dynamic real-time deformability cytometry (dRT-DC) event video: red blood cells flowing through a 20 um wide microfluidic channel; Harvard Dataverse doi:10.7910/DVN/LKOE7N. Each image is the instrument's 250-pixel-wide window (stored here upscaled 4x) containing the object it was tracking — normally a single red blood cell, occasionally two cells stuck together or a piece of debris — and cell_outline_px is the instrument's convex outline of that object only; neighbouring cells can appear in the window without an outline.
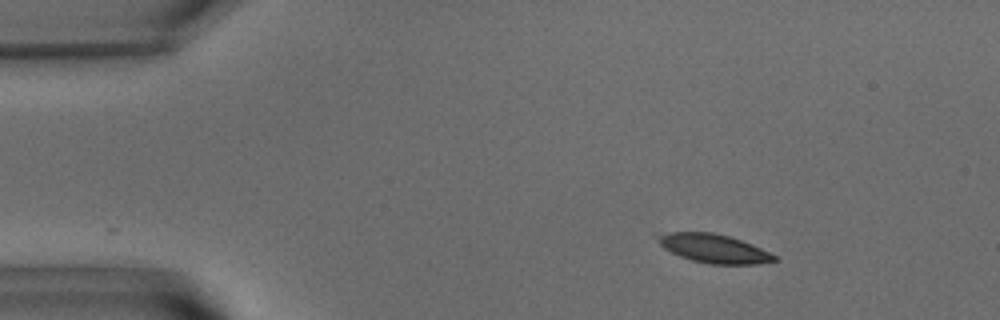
{"species": "common noctule bat (a hibernating species)", "species_latin": "Nyctalus noctula", "temperature_condition": "warm", "stored_images_in_passage": 10, "camera_frame_rate_fps": 3000, "um_per_image_px": 0.085, "animal": {"sex": "male", "body_mass_g": 15.6}, "frame": {"image": 1, "passage_image": 1, "time_ms": 0.0, "image_size_px": [1000, 320], "cell_outline_px": [[776, 260], [756, 264], [712, 264], [692, 260], [680, 256], [664, 248], [652, 236], [652, 232], [712, 232], [728, 236], [752, 244], [776, 256]], "centroid_in_image_um": [60.56, 21.09], "position_along_channel_um": 24.4, "area_um2": 19.54}}